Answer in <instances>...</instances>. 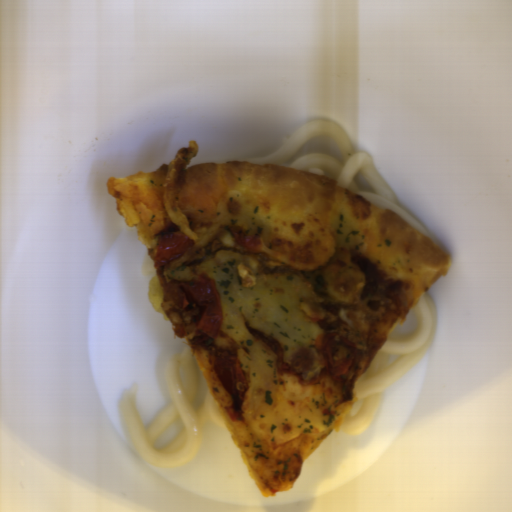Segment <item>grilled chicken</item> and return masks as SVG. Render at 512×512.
Returning a JSON list of instances; mask_svg holds the SVG:
<instances>
[{"label": "grilled chicken", "mask_w": 512, "mask_h": 512, "mask_svg": "<svg viewBox=\"0 0 512 512\" xmlns=\"http://www.w3.org/2000/svg\"><path fill=\"white\" fill-rule=\"evenodd\" d=\"M322 293L338 307V319L351 330L369 332L371 323L384 317L387 306L381 299H363L367 279L351 247H343L316 272Z\"/></svg>", "instance_id": "grilled-chicken-1"}, {"label": "grilled chicken", "mask_w": 512, "mask_h": 512, "mask_svg": "<svg viewBox=\"0 0 512 512\" xmlns=\"http://www.w3.org/2000/svg\"><path fill=\"white\" fill-rule=\"evenodd\" d=\"M314 361V355L311 350L299 349L290 359L289 363L292 369L298 374L307 373Z\"/></svg>", "instance_id": "grilled-chicken-2"}]
</instances>
